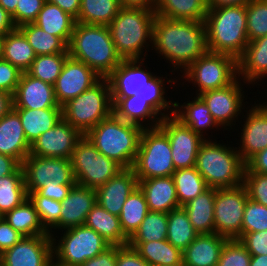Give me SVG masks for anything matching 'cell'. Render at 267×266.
Instances as JSON below:
<instances>
[{
	"instance_id": "6da1fadb",
	"label": "cell",
	"mask_w": 267,
	"mask_h": 266,
	"mask_svg": "<svg viewBox=\"0 0 267 266\" xmlns=\"http://www.w3.org/2000/svg\"><path fill=\"white\" fill-rule=\"evenodd\" d=\"M152 50L158 54V58L161 56L160 59L169 63V72L174 75L177 72L179 77L180 73L208 51L204 22L172 20L156 15Z\"/></svg>"
},
{
	"instance_id": "7a4b0ae2",
	"label": "cell",
	"mask_w": 267,
	"mask_h": 266,
	"mask_svg": "<svg viewBox=\"0 0 267 266\" xmlns=\"http://www.w3.org/2000/svg\"><path fill=\"white\" fill-rule=\"evenodd\" d=\"M145 60L146 58L122 60L106 77L109 81L111 97L127 98L135 95V98L146 100L163 118L172 116L174 101L167 97V91L169 86L171 88L176 86V83L178 84V78L172 79L174 73L167 75V72H165L166 76H157L148 70ZM167 83L170 85L166 86Z\"/></svg>"
},
{
	"instance_id": "3957f363",
	"label": "cell",
	"mask_w": 267,
	"mask_h": 266,
	"mask_svg": "<svg viewBox=\"0 0 267 266\" xmlns=\"http://www.w3.org/2000/svg\"><path fill=\"white\" fill-rule=\"evenodd\" d=\"M155 16L154 10L119 9L108 28L122 60L150 59L147 53L152 50Z\"/></svg>"
},
{
	"instance_id": "277c9868",
	"label": "cell",
	"mask_w": 267,
	"mask_h": 266,
	"mask_svg": "<svg viewBox=\"0 0 267 266\" xmlns=\"http://www.w3.org/2000/svg\"><path fill=\"white\" fill-rule=\"evenodd\" d=\"M69 56L85 63L106 78L122 61L116 52L108 26L76 22L70 42Z\"/></svg>"
},
{
	"instance_id": "5b68a950",
	"label": "cell",
	"mask_w": 267,
	"mask_h": 266,
	"mask_svg": "<svg viewBox=\"0 0 267 266\" xmlns=\"http://www.w3.org/2000/svg\"><path fill=\"white\" fill-rule=\"evenodd\" d=\"M207 49L238 59L248 45L246 5L208 9L204 19Z\"/></svg>"
},
{
	"instance_id": "8992f818",
	"label": "cell",
	"mask_w": 267,
	"mask_h": 266,
	"mask_svg": "<svg viewBox=\"0 0 267 266\" xmlns=\"http://www.w3.org/2000/svg\"><path fill=\"white\" fill-rule=\"evenodd\" d=\"M221 141L207 139L202 143L197 154L195 168L210 188L239 186L243 183L246 164L232 141H229V144L228 141L227 144Z\"/></svg>"
},
{
	"instance_id": "52a82bcc",
	"label": "cell",
	"mask_w": 267,
	"mask_h": 266,
	"mask_svg": "<svg viewBox=\"0 0 267 266\" xmlns=\"http://www.w3.org/2000/svg\"><path fill=\"white\" fill-rule=\"evenodd\" d=\"M143 128L114 114L99 122L85 136L109 159L122 168H132L139 150Z\"/></svg>"
},
{
	"instance_id": "ba28073f",
	"label": "cell",
	"mask_w": 267,
	"mask_h": 266,
	"mask_svg": "<svg viewBox=\"0 0 267 266\" xmlns=\"http://www.w3.org/2000/svg\"><path fill=\"white\" fill-rule=\"evenodd\" d=\"M112 114L113 103L107 78H101L91 88L62 105V118L82 135Z\"/></svg>"
},
{
	"instance_id": "9c48e42d",
	"label": "cell",
	"mask_w": 267,
	"mask_h": 266,
	"mask_svg": "<svg viewBox=\"0 0 267 266\" xmlns=\"http://www.w3.org/2000/svg\"><path fill=\"white\" fill-rule=\"evenodd\" d=\"M181 74L180 77L176 75L175 77L185 81L176 85L178 87L187 85L186 81L189 84L192 83L196 89L195 95H199L205 91L221 89L232 84L238 78L237 59L228 54L207 51Z\"/></svg>"
},
{
	"instance_id": "30bf717a",
	"label": "cell",
	"mask_w": 267,
	"mask_h": 266,
	"mask_svg": "<svg viewBox=\"0 0 267 266\" xmlns=\"http://www.w3.org/2000/svg\"><path fill=\"white\" fill-rule=\"evenodd\" d=\"M60 232H55L52 236L53 257L66 265L80 266L111 246L101 235L86 225Z\"/></svg>"
},
{
	"instance_id": "8fae6325",
	"label": "cell",
	"mask_w": 267,
	"mask_h": 266,
	"mask_svg": "<svg viewBox=\"0 0 267 266\" xmlns=\"http://www.w3.org/2000/svg\"><path fill=\"white\" fill-rule=\"evenodd\" d=\"M137 179L172 176L171 145L167 134L160 128L143 129L139 150L133 164Z\"/></svg>"
},
{
	"instance_id": "7c38bea8",
	"label": "cell",
	"mask_w": 267,
	"mask_h": 266,
	"mask_svg": "<svg viewBox=\"0 0 267 266\" xmlns=\"http://www.w3.org/2000/svg\"><path fill=\"white\" fill-rule=\"evenodd\" d=\"M70 161L76 184L95 190L123 169L100 153L85 135L76 143Z\"/></svg>"
},
{
	"instance_id": "4fadbf2b",
	"label": "cell",
	"mask_w": 267,
	"mask_h": 266,
	"mask_svg": "<svg viewBox=\"0 0 267 266\" xmlns=\"http://www.w3.org/2000/svg\"><path fill=\"white\" fill-rule=\"evenodd\" d=\"M247 84L238 77L227 87L208 90L199 94L221 130L230 131L231 134V130L233 129L232 132H234L235 125L238 124L242 118L241 115H243L245 108H247L246 105L248 106L250 104L247 101L244 102V100L248 99L247 97L249 95L248 93L246 95L244 86L246 85V88L248 86L251 90L250 84Z\"/></svg>"
},
{
	"instance_id": "5bb4252c",
	"label": "cell",
	"mask_w": 267,
	"mask_h": 266,
	"mask_svg": "<svg viewBox=\"0 0 267 266\" xmlns=\"http://www.w3.org/2000/svg\"><path fill=\"white\" fill-rule=\"evenodd\" d=\"M248 194L243 184L216 189L214 202V233L227 239H238L242 234V220Z\"/></svg>"
},
{
	"instance_id": "9a60e30c",
	"label": "cell",
	"mask_w": 267,
	"mask_h": 266,
	"mask_svg": "<svg viewBox=\"0 0 267 266\" xmlns=\"http://www.w3.org/2000/svg\"><path fill=\"white\" fill-rule=\"evenodd\" d=\"M27 192H35L51 180L76 185L70 159L28 155L21 164Z\"/></svg>"
},
{
	"instance_id": "2e32d148",
	"label": "cell",
	"mask_w": 267,
	"mask_h": 266,
	"mask_svg": "<svg viewBox=\"0 0 267 266\" xmlns=\"http://www.w3.org/2000/svg\"><path fill=\"white\" fill-rule=\"evenodd\" d=\"M256 100L254 104L247 106L238 122L239 125H236L238 129H234L237 132L239 129L241 131L237 134L240 138L235 144L238 145L236 149L245 164L254 155L267 148V107L260 102V98L259 101Z\"/></svg>"
},
{
	"instance_id": "e0dca14e",
	"label": "cell",
	"mask_w": 267,
	"mask_h": 266,
	"mask_svg": "<svg viewBox=\"0 0 267 266\" xmlns=\"http://www.w3.org/2000/svg\"><path fill=\"white\" fill-rule=\"evenodd\" d=\"M159 127L168 136L175 170L194 167L198 151L205 139L173 115L164 117Z\"/></svg>"
},
{
	"instance_id": "ac0fdd59",
	"label": "cell",
	"mask_w": 267,
	"mask_h": 266,
	"mask_svg": "<svg viewBox=\"0 0 267 266\" xmlns=\"http://www.w3.org/2000/svg\"><path fill=\"white\" fill-rule=\"evenodd\" d=\"M102 77L85 63L68 56L54 86L57 103L62 106L91 88Z\"/></svg>"
},
{
	"instance_id": "d6986e66",
	"label": "cell",
	"mask_w": 267,
	"mask_h": 266,
	"mask_svg": "<svg viewBox=\"0 0 267 266\" xmlns=\"http://www.w3.org/2000/svg\"><path fill=\"white\" fill-rule=\"evenodd\" d=\"M83 135L63 118L30 145V155L70 159Z\"/></svg>"
},
{
	"instance_id": "ffe728a7",
	"label": "cell",
	"mask_w": 267,
	"mask_h": 266,
	"mask_svg": "<svg viewBox=\"0 0 267 266\" xmlns=\"http://www.w3.org/2000/svg\"><path fill=\"white\" fill-rule=\"evenodd\" d=\"M52 257L51 235L25 236L0 254V261L4 266H48Z\"/></svg>"
},
{
	"instance_id": "44dd1931",
	"label": "cell",
	"mask_w": 267,
	"mask_h": 266,
	"mask_svg": "<svg viewBox=\"0 0 267 266\" xmlns=\"http://www.w3.org/2000/svg\"><path fill=\"white\" fill-rule=\"evenodd\" d=\"M61 203L60 220L48 231L51 236L55 232L85 225L88 213L97 203L96 190L76 184Z\"/></svg>"
},
{
	"instance_id": "7402d4cb",
	"label": "cell",
	"mask_w": 267,
	"mask_h": 266,
	"mask_svg": "<svg viewBox=\"0 0 267 266\" xmlns=\"http://www.w3.org/2000/svg\"><path fill=\"white\" fill-rule=\"evenodd\" d=\"M133 168H123L96 189L97 203L112 215L119 216L128 196L138 187Z\"/></svg>"
},
{
	"instance_id": "603a6c76",
	"label": "cell",
	"mask_w": 267,
	"mask_h": 266,
	"mask_svg": "<svg viewBox=\"0 0 267 266\" xmlns=\"http://www.w3.org/2000/svg\"><path fill=\"white\" fill-rule=\"evenodd\" d=\"M13 108H62L55 98L54 86L23 72L13 95Z\"/></svg>"
},
{
	"instance_id": "cb8c5ba5",
	"label": "cell",
	"mask_w": 267,
	"mask_h": 266,
	"mask_svg": "<svg viewBox=\"0 0 267 266\" xmlns=\"http://www.w3.org/2000/svg\"><path fill=\"white\" fill-rule=\"evenodd\" d=\"M187 98H189L187 99L188 101H185L183 104L179 103V101H174L173 116L205 140L213 139V137L216 139L212 133L214 131L217 132V130L219 131L221 128L213 119L204 100L199 95H195L193 98L188 96ZM190 98L192 99L191 101ZM209 132L211 133L210 136L208 135Z\"/></svg>"
},
{
	"instance_id": "d4e9b609",
	"label": "cell",
	"mask_w": 267,
	"mask_h": 266,
	"mask_svg": "<svg viewBox=\"0 0 267 266\" xmlns=\"http://www.w3.org/2000/svg\"><path fill=\"white\" fill-rule=\"evenodd\" d=\"M237 65L238 77L244 82L253 87L265 85L264 79H267V35L250 41L243 54L237 59Z\"/></svg>"
},
{
	"instance_id": "484cf974",
	"label": "cell",
	"mask_w": 267,
	"mask_h": 266,
	"mask_svg": "<svg viewBox=\"0 0 267 266\" xmlns=\"http://www.w3.org/2000/svg\"><path fill=\"white\" fill-rule=\"evenodd\" d=\"M138 187L143 192L148 210L169 213L180 207L172 176L138 179Z\"/></svg>"
},
{
	"instance_id": "4316f807",
	"label": "cell",
	"mask_w": 267,
	"mask_h": 266,
	"mask_svg": "<svg viewBox=\"0 0 267 266\" xmlns=\"http://www.w3.org/2000/svg\"><path fill=\"white\" fill-rule=\"evenodd\" d=\"M30 145L24 134L20 116L12 109L0 119V154L11 156L22 164L30 154Z\"/></svg>"
},
{
	"instance_id": "83f0119b",
	"label": "cell",
	"mask_w": 267,
	"mask_h": 266,
	"mask_svg": "<svg viewBox=\"0 0 267 266\" xmlns=\"http://www.w3.org/2000/svg\"><path fill=\"white\" fill-rule=\"evenodd\" d=\"M113 114L127 123L143 129L159 127L163 117L144 99L130 96L112 98Z\"/></svg>"
},
{
	"instance_id": "f1b7e54d",
	"label": "cell",
	"mask_w": 267,
	"mask_h": 266,
	"mask_svg": "<svg viewBox=\"0 0 267 266\" xmlns=\"http://www.w3.org/2000/svg\"><path fill=\"white\" fill-rule=\"evenodd\" d=\"M227 240L216 233L199 234L182 252L183 266H217Z\"/></svg>"
},
{
	"instance_id": "f546056e",
	"label": "cell",
	"mask_w": 267,
	"mask_h": 266,
	"mask_svg": "<svg viewBox=\"0 0 267 266\" xmlns=\"http://www.w3.org/2000/svg\"><path fill=\"white\" fill-rule=\"evenodd\" d=\"M215 196L216 188L209 187L199 196L182 206L198 234L214 233Z\"/></svg>"
},
{
	"instance_id": "4dcf8cb0",
	"label": "cell",
	"mask_w": 267,
	"mask_h": 266,
	"mask_svg": "<svg viewBox=\"0 0 267 266\" xmlns=\"http://www.w3.org/2000/svg\"><path fill=\"white\" fill-rule=\"evenodd\" d=\"M13 109L20 116L24 134L30 144L62 119V108Z\"/></svg>"
},
{
	"instance_id": "1f68e13d",
	"label": "cell",
	"mask_w": 267,
	"mask_h": 266,
	"mask_svg": "<svg viewBox=\"0 0 267 266\" xmlns=\"http://www.w3.org/2000/svg\"><path fill=\"white\" fill-rule=\"evenodd\" d=\"M33 23L42 28L43 31L60 37L68 45L76 19L57 5L46 1Z\"/></svg>"
},
{
	"instance_id": "d6a6232c",
	"label": "cell",
	"mask_w": 267,
	"mask_h": 266,
	"mask_svg": "<svg viewBox=\"0 0 267 266\" xmlns=\"http://www.w3.org/2000/svg\"><path fill=\"white\" fill-rule=\"evenodd\" d=\"M85 225L92 228L111 245L128 244L129 238L122 231L119 216L112 215L98 203L88 213Z\"/></svg>"
},
{
	"instance_id": "836d02e7",
	"label": "cell",
	"mask_w": 267,
	"mask_h": 266,
	"mask_svg": "<svg viewBox=\"0 0 267 266\" xmlns=\"http://www.w3.org/2000/svg\"><path fill=\"white\" fill-rule=\"evenodd\" d=\"M155 13L172 20L204 22L207 0H156Z\"/></svg>"
},
{
	"instance_id": "e575fe53",
	"label": "cell",
	"mask_w": 267,
	"mask_h": 266,
	"mask_svg": "<svg viewBox=\"0 0 267 266\" xmlns=\"http://www.w3.org/2000/svg\"><path fill=\"white\" fill-rule=\"evenodd\" d=\"M150 266H175L182 264V251L167 240L128 242Z\"/></svg>"
},
{
	"instance_id": "d590c367",
	"label": "cell",
	"mask_w": 267,
	"mask_h": 266,
	"mask_svg": "<svg viewBox=\"0 0 267 266\" xmlns=\"http://www.w3.org/2000/svg\"><path fill=\"white\" fill-rule=\"evenodd\" d=\"M3 219L23 237L50 235L41 224L35 206L29 198L7 212Z\"/></svg>"
},
{
	"instance_id": "8d00e7d4",
	"label": "cell",
	"mask_w": 267,
	"mask_h": 266,
	"mask_svg": "<svg viewBox=\"0 0 267 266\" xmlns=\"http://www.w3.org/2000/svg\"><path fill=\"white\" fill-rule=\"evenodd\" d=\"M36 56L28 40L18 28L5 35L3 60L26 72Z\"/></svg>"
},
{
	"instance_id": "74e56055",
	"label": "cell",
	"mask_w": 267,
	"mask_h": 266,
	"mask_svg": "<svg viewBox=\"0 0 267 266\" xmlns=\"http://www.w3.org/2000/svg\"><path fill=\"white\" fill-rule=\"evenodd\" d=\"M26 199H28V193L23 168L20 166L13 174L0 178V214L4 216Z\"/></svg>"
},
{
	"instance_id": "f35d334b",
	"label": "cell",
	"mask_w": 267,
	"mask_h": 266,
	"mask_svg": "<svg viewBox=\"0 0 267 266\" xmlns=\"http://www.w3.org/2000/svg\"><path fill=\"white\" fill-rule=\"evenodd\" d=\"M120 8L119 0H81L76 22L108 26Z\"/></svg>"
},
{
	"instance_id": "ab89813d",
	"label": "cell",
	"mask_w": 267,
	"mask_h": 266,
	"mask_svg": "<svg viewBox=\"0 0 267 266\" xmlns=\"http://www.w3.org/2000/svg\"><path fill=\"white\" fill-rule=\"evenodd\" d=\"M28 40L36 55L68 53V45L55 35L43 31L34 23H26L18 27Z\"/></svg>"
},
{
	"instance_id": "60d3db41",
	"label": "cell",
	"mask_w": 267,
	"mask_h": 266,
	"mask_svg": "<svg viewBox=\"0 0 267 266\" xmlns=\"http://www.w3.org/2000/svg\"><path fill=\"white\" fill-rule=\"evenodd\" d=\"M172 177L175 183L180 207L184 206L209 188L202 175L196 170L195 166L175 170Z\"/></svg>"
},
{
	"instance_id": "b9f144b4",
	"label": "cell",
	"mask_w": 267,
	"mask_h": 266,
	"mask_svg": "<svg viewBox=\"0 0 267 266\" xmlns=\"http://www.w3.org/2000/svg\"><path fill=\"white\" fill-rule=\"evenodd\" d=\"M148 212L145 196L137 187L126 199L119 215L122 231L128 238L139 228Z\"/></svg>"
},
{
	"instance_id": "7bdbcfd3",
	"label": "cell",
	"mask_w": 267,
	"mask_h": 266,
	"mask_svg": "<svg viewBox=\"0 0 267 266\" xmlns=\"http://www.w3.org/2000/svg\"><path fill=\"white\" fill-rule=\"evenodd\" d=\"M183 207L168 213V232L166 240L182 252L198 236Z\"/></svg>"
},
{
	"instance_id": "ee69618b",
	"label": "cell",
	"mask_w": 267,
	"mask_h": 266,
	"mask_svg": "<svg viewBox=\"0 0 267 266\" xmlns=\"http://www.w3.org/2000/svg\"><path fill=\"white\" fill-rule=\"evenodd\" d=\"M168 232V213L149 211L139 228L128 242H150L166 240Z\"/></svg>"
},
{
	"instance_id": "f6af8a7d",
	"label": "cell",
	"mask_w": 267,
	"mask_h": 266,
	"mask_svg": "<svg viewBox=\"0 0 267 266\" xmlns=\"http://www.w3.org/2000/svg\"><path fill=\"white\" fill-rule=\"evenodd\" d=\"M69 53L37 55L26 71L30 76L54 85Z\"/></svg>"
},
{
	"instance_id": "bcb514c9",
	"label": "cell",
	"mask_w": 267,
	"mask_h": 266,
	"mask_svg": "<svg viewBox=\"0 0 267 266\" xmlns=\"http://www.w3.org/2000/svg\"><path fill=\"white\" fill-rule=\"evenodd\" d=\"M248 41L267 35V0H250L246 4Z\"/></svg>"
},
{
	"instance_id": "7dc6e473",
	"label": "cell",
	"mask_w": 267,
	"mask_h": 266,
	"mask_svg": "<svg viewBox=\"0 0 267 266\" xmlns=\"http://www.w3.org/2000/svg\"><path fill=\"white\" fill-rule=\"evenodd\" d=\"M27 193L29 200L35 206L41 224L49 231L60 220L62 203L43 197L37 191Z\"/></svg>"
},
{
	"instance_id": "c3c4849f",
	"label": "cell",
	"mask_w": 267,
	"mask_h": 266,
	"mask_svg": "<svg viewBox=\"0 0 267 266\" xmlns=\"http://www.w3.org/2000/svg\"><path fill=\"white\" fill-rule=\"evenodd\" d=\"M267 230V207L249 199L242 220V233Z\"/></svg>"
},
{
	"instance_id": "681fc988",
	"label": "cell",
	"mask_w": 267,
	"mask_h": 266,
	"mask_svg": "<svg viewBox=\"0 0 267 266\" xmlns=\"http://www.w3.org/2000/svg\"><path fill=\"white\" fill-rule=\"evenodd\" d=\"M251 255L239 239H228L217 266H250Z\"/></svg>"
},
{
	"instance_id": "f907efd6",
	"label": "cell",
	"mask_w": 267,
	"mask_h": 266,
	"mask_svg": "<svg viewBox=\"0 0 267 266\" xmlns=\"http://www.w3.org/2000/svg\"><path fill=\"white\" fill-rule=\"evenodd\" d=\"M242 184L249 199L267 207V174L251 172L245 166Z\"/></svg>"
},
{
	"instance_id": "816d5d0a",
	"label": "cell",
	"mask_w": 267,
	"mask_h": 266,
	"mask_svg": "<svg viewBox=\"0 0 267 266\" xmlns=\"http://www.w3.org/2000/svg\"><path fill=\"white\" fill-rule=\"evenodd\" d=\"M47 0H19L16 12L11 16L15 26L33 23Z\"/></svg>"
},
{
	"instance_id": "f5cc1de1",
	"label": "cell",
	"mask_w": 267,
	"mask_h": 266,
	"mask_svg": "<svg viewBox=\"0 0 267 266\" xmlns=\"http://www.w3.org/2000/svg\"><path fill=\"white\" fill-rule=\"evenodd\" d=\"M22 71L10 62L0 60V90L14 95L20 82Z\"/></svg>"
},
{
	"instance_id": "db71d44e",
	"label": "cell",
	"mask_w": 267,
	"mask_h": 266,
	"mask_svg": "<svg viewBox=\"0 0 267 266\" xmlns=\"http://www.w3.org/2000/svg\"><path fill=\"white\" fill-rule=\"evenodd\" d=\"M238 239L250 255H267V230L242 233Z\"/></svg>"
},
{
	"instance_id": "11a10c76",
	"label": "cell",
	"mask_w": 267,
	"mask_h": 266,
	"mask_svg": "<svg viewBox=\"0 0 267 266\" xmlns=\"http://www.w3.org/2000/svg\"><path fill=\"white\" fill-rule=\"evenodd\" d=\"M116 266H150L131 246H117Z\"/></svg>"
},
{
	"instance_id": "9f6ffc18",
	"label": "cell",
	"mask_w": 267,
	"mask_h": 266,
	"mask_svg": "<svg viewBox=\"0 0 267 266\" xmlns=\"http://www.w3.org/2000/svg\"><path fill=\"white\" fill-rule=\"evenodd\" d=\"M74 185H61L57 181L51 180L44 184L37 192L46 198L62 202L67 196Z\"/></svg>"
},
{
	"instance_id": "6f0895ef",
	"label": "cell",
	"mask_w": 267,
	"mask_h": 266,
	"mask_svg": "<svg viewBox=\"0 0 267 266\" xmlns=\"http://www.w3.org/2000/svg\"><path fill=\"white\" fill-rule=\"evenodd\" d=\"M22 237L3 218L0 220V254L12 248Z\"/></svg>"
},
{
	"instance_id": "680465c9",
	"label": "cell",
	"mask_w": 267,
	"mask_h": 266,
	"mask_svg": "<svg viewBox=\"0 0 267 266\" xmlns=\"http://www.w3.org/2000/svg\"><path fill=\"white\" fill-rule=\"evenodd\" d=\"M117 245H111L108 249L84 262L80 266H116Z\"/></svg>"
},
{
	"instance_id": "91938a15",
	"label": "cell",
	"mask_w": 267,
	"mask_h": 266,
	"mask_svg": "<svg viewBox=\"0 0 267 266\" xmlns=\"http://www.w3.org/2000/svg\"><path fill=\"white\" fill-rule=\"evenodd\" d=\"M246 167L251 172L267 174V148L254 155L246 163Z\"/></svg>"
},
{
	"instance_id": "94428289",
	"label": "cell",
	"mask_w": 267,
	"mask_h": 266,
	"mask_svg": "<svg viewBox=\"0 0 267 266\" xmlns=\"http://www.w3.org/2000/svg\"><path fill=\"white\" fill-rule=\"evenodd\" d=\"M47 1L57 5L64 12L70 14L75 19L78 18L81 0H47Z\"/></svg>"
},
{
	"instance_id": "6125c7cd",
	"label": "cell",
	"mask_w": 267,
	"mask_h": 266,
	"mask_svg": "<svg viewBox=\"0 0 267 266\" xmlns=\"http://www.w3.org/2000/svg\"><path fill=\"white\" fill-rule=\"evenodd\" d=\"M21 164L11 156L0 154V178L13 174Z\"/></svg>"
},
{
	"instance_id": "be15d7a7",
	"label": "cell",
	"mask_w": 267,
	"mask_h": 266,
	"mask_svg": "<svg viewBox=\"0 0 267 266\" xmlns=\"http://www.w3.org/2000/svg\"><path fill=\"white\" fill-rule=\"evenodd\" d=\"M122 8L155 10L156 0H119Z\"/></svg>"
},
{
	"instance_id": "e7e4bbea",
	"label": "cell",
	"mask_w": 267,
	"mask_h": 266,
	"mask_svg": "<svg viewBox=\"0 0 267 266\" xmlns=\"http://www.w3.org/2000/svg\"><path fill=\"white\" fill-rule=\"evenodd\" d=\"M16 28L11 15L0 6V35H6Z\"/></svg>"
},
{
	"instance_id": "03108f58",
	"label": "cell",
	"mask_w": 267,
	"mask_h": 266,
	"mask_svg": "<svg viewBox=\"0 0 267 266\" xmlns=\"http://www.w3.org/2000/svg\"><path fill=\"white\" fill-rule=\"evenodd\" d=\"M14 107L13 95L0 90V119L8 114Z\"/></svg>"
},
{
	"instance_id": "003e7915",
	"label": "cell",
	"mask_w": 267,
	"mask_h": 266,
	"mask_svg": "<svg viewBox=\"0 0 267 266\" xmlns=\"http://www.w3.org/2000/svg\"><path fill=\"white\" fill-rule=\"evenodd\" d=\"M250 0H207L208 9L246 5Z\"/></svg>"
},
{
	"instance_id": "a7ac6f4b",
	"label": "cell",
	"mask_w": 267,
	"mask_h": 266,
	"mask_svg": "<svg viewBox=\"0 0 267 266\" xmlns=\"http://www.w3.org/2000/svg\"><path fill=\"white\" fill-rule=\"evenodd\" d=\"M18 3L19 0H0V6H2L11 16L16 12Z\"/></svg>"
},
{
	"instance_id": "89a4df30",
	"label": "cell",
	"mask_w": 267,
	"mask_h": 266,
	"mask_svg": "<svg viewBox=\"0 0 267 266\" xmlns=\"http://www.w3.org/2000/svg\"><path fill=\"white\" fill-rule=\"evenodd\" d=\"M250 266H267V255H251Z\"/></svg>"
},
{
	"instance_id": "2644e50d",
	"label": "cell",
	"mask_w": 267,
	"mask_h": 266,
	"mask_svg": "<svg viewBox=\"0 0 267 266\" xmlns=\"http://www.w3.org/2000/svg\"><path fill=\"white\" fill-rule=\"evenodd\" d=\"M48 266H72V265L63 264V263L59 262L57 259H55L54 257H52L50 259Z\"/></svg>"
},
{
	"instance_id": "8c879c8a",
	"label": "cell",
	"mask_w": 267,
	"mask_h": 266,
	"mask_svg": "<svg viewBox=\"0 0 267 266\" xmlns=\"http://www.w3.org/2000/svg\"><path fill=\"white\" fill-rule=\"evenodd\" d=\"M4 41H5V35H0V60L3 57Z\"/></svg>"
},
{
	"instance_id": "753ad0ef",
	"label": "cell",
	"mask_w": 267,
	"mask_h": 266,
	"mask_svg": "<svg viewBox=\"0 0 267 266\" xmlns=\"http://www.w3.org/2000/svg\"><path fill=\"white\" fill-rule=\"evenodd\" d=\"M267 88V87H266ZM265 88V90L267 91V89ZM267 92H265V95H266V97H267V94H266ZM267 99V98H266ZM266 99H265V102H264V100L263 101H261V102H263V104L267 107V101H266Z\"/></svg>"
}]
</instances>
